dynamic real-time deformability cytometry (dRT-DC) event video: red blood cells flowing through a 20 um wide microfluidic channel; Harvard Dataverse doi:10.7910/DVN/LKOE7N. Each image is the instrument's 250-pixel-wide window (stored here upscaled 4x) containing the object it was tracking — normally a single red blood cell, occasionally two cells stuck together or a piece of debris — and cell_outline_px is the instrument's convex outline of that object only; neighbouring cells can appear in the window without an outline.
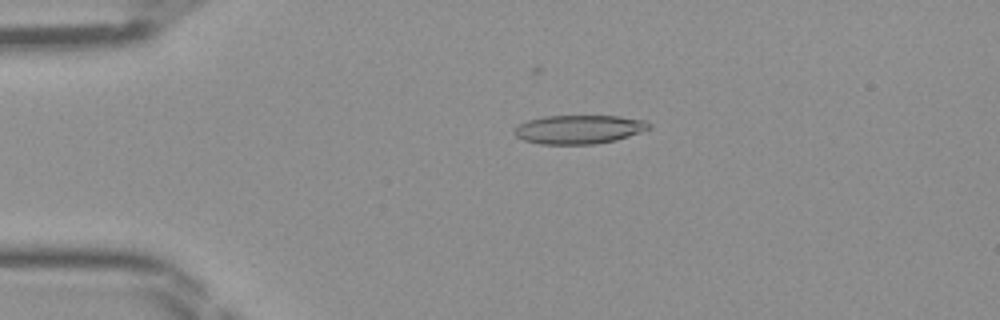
{"species": "Egyptian fruit bat (a non-hibernating species)", "species_latin": "Rousettus aegyptiacus", "temperature_condition": "room temperature", "stored_images_in_passage": 32, "camera_frame_rate_fps": 3000, "um_per_image_px": 0.085, "frame": {"image": 1, "passage_image": 3, "time_ms": 0.667, "image_size_px": [1000, 320], "cell_outline_px": [[652, 128], [616, 140], [592, 144], [540, 144], [524, 140], [516, 136], [512, 132], [520, 124], [528, 120], [544, 116], [620, 116], [648, 120], [652, 124]], "centroid_in_image_um": [49.26, 10.99], "position_along_channel_um": 35.7, "area_um2": 22.66}}
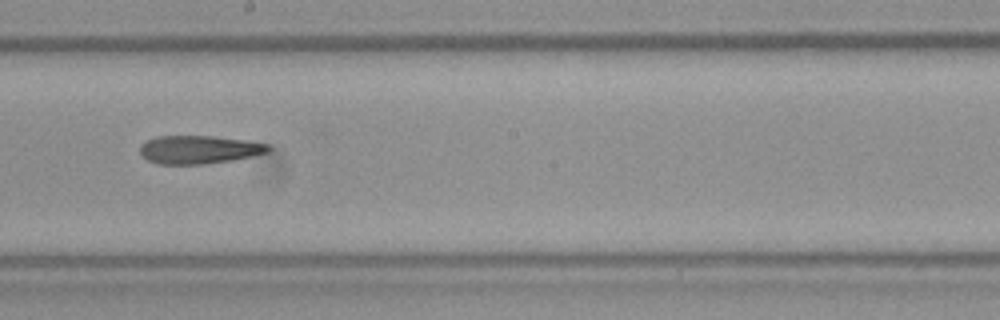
{"frame": {"image": 2, "passage_image": 19, "time_ms": 6.0, "image_size_px": [1000, 320], "cell_outline_px": [[272, 148], [268, 152], [232, 160], [204, 164], [156, 164], [148, 160], [140, 152], [140, 144], [156, 136], [212, 136], [248, 140], [268, 144]], "centroid_in_image_um": [16.92, 12.71], "position_along_channel_um": 231.3, "area_um2": 21.1}}
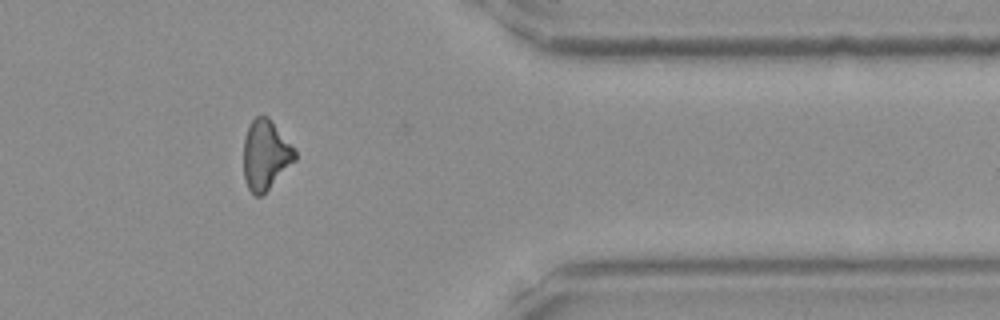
{"frame": {"image": 3, "passage_image": 31, "time_ms": 10.0, "image_size_px": [1000, 320], "cell_outline_px": [[296, 160], [260, 196], [256, 196], [248, 188], [244, 180], [244, 140], [248, 128], [252, 120], [256, 116], [268, 116], [296, 152]], "centroid_in_image_um": [22.55, 13.16], "position_along_channel_um": 388.8, "area_um2": 20.35}}